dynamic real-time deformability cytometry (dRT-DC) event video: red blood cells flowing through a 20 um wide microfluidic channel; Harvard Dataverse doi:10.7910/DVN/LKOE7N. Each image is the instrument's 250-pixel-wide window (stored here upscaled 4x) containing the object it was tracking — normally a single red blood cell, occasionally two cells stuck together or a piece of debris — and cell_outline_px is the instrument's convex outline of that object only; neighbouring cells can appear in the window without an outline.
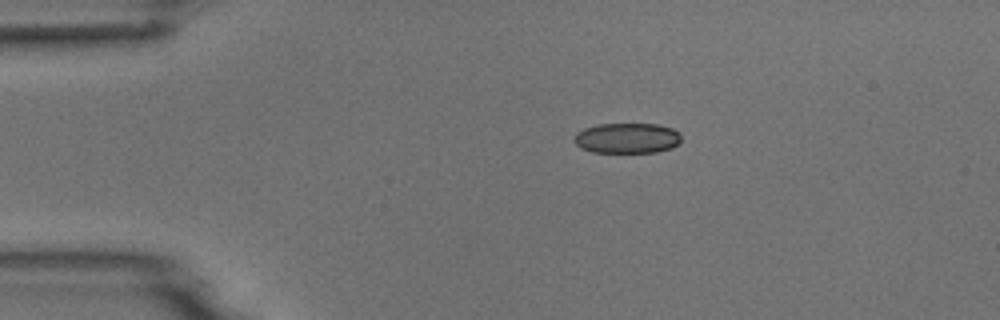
{"species": "common noctule bat (a hibernating species)", "species_latin": "Nyctalus noctula", "temperature_condition": "room temperature", "stored_images_in_passage": 3, "camera_frame_rate_fps": 3000, "um_per_image_px": 0.085, "animal": {"sex": "male", "body_mass_g": 18.8}, "frame": {"image": 1, "passage_image": 1, "time_ms": 0.0, "image_size_px": [1000, 320], "cell_outline_px": [[680, 140], [672, 148], [656, 152], [592, 152], [580, 148], [572, 140], [576, 132], [584, 128], [596, 124], [660, 124], [672, 128], [680, 132]], "centroid_in_image_um": [53.27, 11.73], "position_along_channel_um": 31.7, "area_um2": 19.13}}
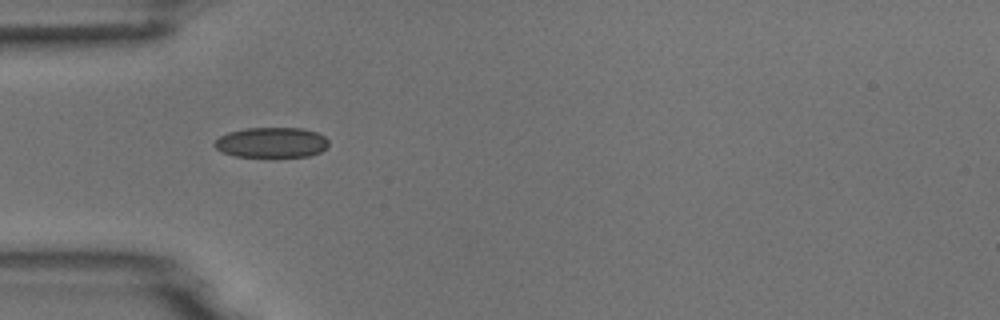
{"frame": {"image": 2, "passage_image": 2, "time_ms": 2.0, "image_size_px": [1000, 320], "cell_outline_px": [[328, 144], [320, 152], [308, 156], [236, 156], [224, 152], [216, 148], [212, 144], [220, 136], [228, 132], [248, 128], [300, 128], [316, 132], [324, 136], [328, 140]], "centroid_in_image_um": [23.07, 12.1], "position_along_channel_um": 61.9, "area_um2": 19.83}}